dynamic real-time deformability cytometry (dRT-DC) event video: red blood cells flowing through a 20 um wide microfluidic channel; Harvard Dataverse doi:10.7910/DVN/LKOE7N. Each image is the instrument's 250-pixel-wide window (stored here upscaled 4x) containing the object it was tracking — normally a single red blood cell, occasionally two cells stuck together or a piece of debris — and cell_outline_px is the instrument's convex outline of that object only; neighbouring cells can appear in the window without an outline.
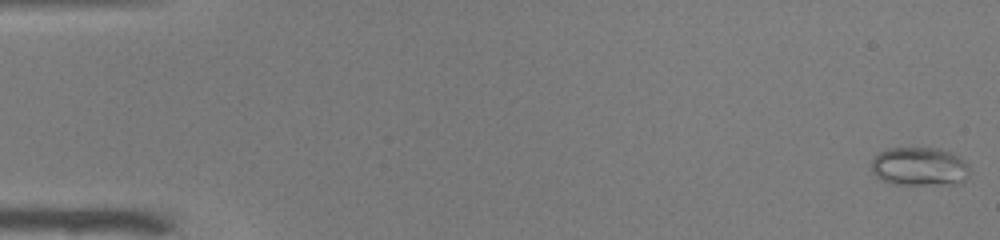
{"species": "common noctule bat (a hibernating species)", "species_latin": "Nyctalus noctula", "temperature_condition": "warm", "stored_images_in_passage": 51, "camera_frame_rate_fps": 3000, "um_per_image_px": 0.085, "animal": {"sex": "male", "body_mass_g": 19.0, "forearm_length_mm": 50.8}, "frame": {"image": 1, "passage_image": 1, "time_ms": 0.0, "image_size_px": [1000, 240], "cell_outline_px": [[968, 176], [964, 180], [952, 184], [892, 184], [876, 176], [872, 172], [872, 160], [880, 152], [888, 148], [940, 148], [956, 156], [968, 164]], "centroid_in_image_um": [78.13, 14.15], "position_along_channel_um": 6.9, "area_um2": 21.79}}
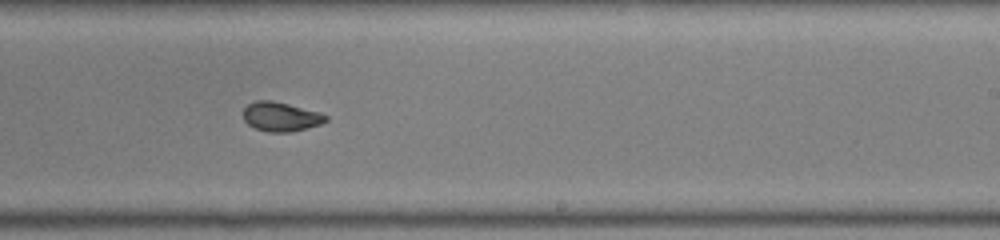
{"frame": {"image": 2, "passage_image": 32, "time_ms": 10.333, "image_size_px": [1000, 240], "cell_outline_px": [[328, 120], [320, 124], [292, 132], [268, 132], [256, 128], [248, 124], [244, 120], [244, 108], [248, 104], [256, 100], [272, 100], [288, 104], [316, 112], [328, 116]], "centroid_in_image_um": [23.84, 9.92], "position_along_channel_um": 265.2, "area_um2": 13.87}}
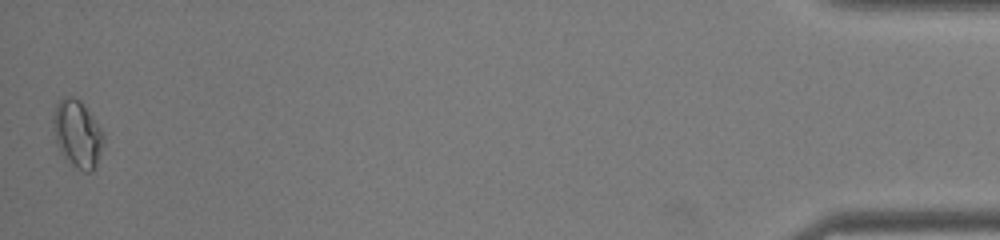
{"frame": {"image": 3, "passage_image": 51, "time_ms": 16.667, "image_size_px": [1000, 240], "cell_outline_px": [[104, 140], [96, 164], [92, 172], [84, 172], [76, 168], [64, 156], [56, 144], [52, 124], [52, 116], [56, 104], [64, 96], [72, 96], [80, 100], [104, 132]], "centroid_in_image_um": [6.56, 11.36], "position_along_channel_um": 428.6, "area_um2": 19.71}}